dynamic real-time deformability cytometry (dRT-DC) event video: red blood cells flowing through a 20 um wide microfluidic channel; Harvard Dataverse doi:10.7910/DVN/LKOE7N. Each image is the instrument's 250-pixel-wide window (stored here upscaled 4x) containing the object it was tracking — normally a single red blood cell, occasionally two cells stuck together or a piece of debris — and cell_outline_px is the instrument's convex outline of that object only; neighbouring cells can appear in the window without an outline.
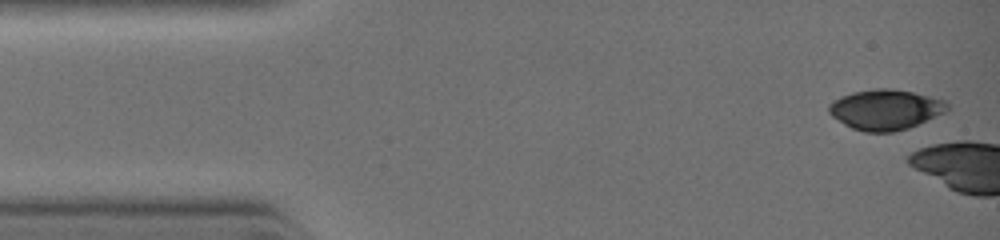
{"species": "common noctule bat (a hibernating species)", "species_latin": "Nyctalus noctula", "temperature_condition": "warm", "stored_images_in_passage": 5, "camera_frame_rate_fps": 3000, "um_per_image_px": 0.085, "animal": {"sex": "female", "body_mass_g": 19.0, "forearm_length_mm": 51.5}, "frame": {"image": 1, "passage_image": 1, "time_ms": 0.0, "image_size_px": [1000, 240], "cell_outline_px": [[948, 112], [908, 128], [892, 132], [864, 132], [852, 128], [844, 124], [832, 116], [828, 112], [828, 104], [832, 100], [840, 96], [852, 92], [872, 88], [892, 88], [912, 92], [948, 100]], "centroid_in_image_um": [75.27, 9.3], "position_along_channel_um": 9.7, "area_um2": 28.21}}